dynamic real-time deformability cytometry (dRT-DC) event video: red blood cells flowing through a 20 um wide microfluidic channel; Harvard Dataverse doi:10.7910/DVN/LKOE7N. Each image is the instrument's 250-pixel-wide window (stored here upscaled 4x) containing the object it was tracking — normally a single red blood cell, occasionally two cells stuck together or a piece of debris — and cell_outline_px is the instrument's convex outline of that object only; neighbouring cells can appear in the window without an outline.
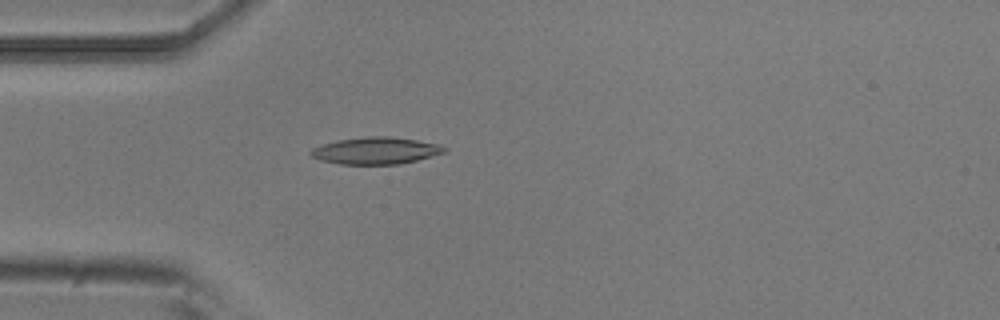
{"species": "common noctule bat (a hibernating species)", "species_latin": "Nyctalus noctula", "temperature_condition": "room temperature", "stored_images_in_passage": 5, "camera_frame_rate_fps": 3000, "um_per_image_px": 0.085, "animal": {"sex": "male", "body_mass_g": 20.5, "forearm_length_mm": 52.5}, "frame": {"image": 1, "passage_image": 5, "time_ms": 1.333, "image_size_px": [1000, 320], "cell_outline_px": [[448, 152], [400, 164], [340, 164], [320, 160], [312, 156], [308, 152], [312, 148], [336, 140], [364, 136], [388, 136], [416, 140], [440, 144], [448, 148]], "centroid_in_image_um": [31.96, 12.8], "position_along_channel_um": 53.0, "area_um2": 21.1}}